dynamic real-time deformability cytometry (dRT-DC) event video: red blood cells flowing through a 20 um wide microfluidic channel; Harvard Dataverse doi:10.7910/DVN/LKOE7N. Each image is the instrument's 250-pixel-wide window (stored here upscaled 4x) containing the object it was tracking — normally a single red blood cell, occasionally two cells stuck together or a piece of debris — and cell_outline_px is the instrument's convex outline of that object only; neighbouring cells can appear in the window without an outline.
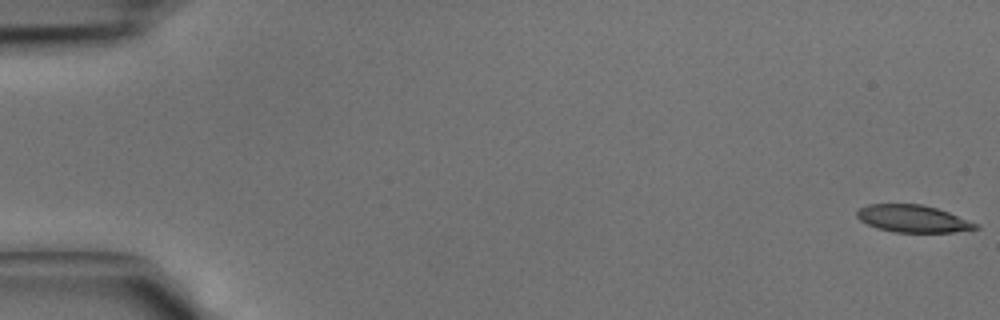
{"species": "common noctule bat (a hibernating species)", "species_latin": "Nyctalus noctula", "temperature_condition": "cold", "stored_images_in_passage": 43, "camera_frame_rate_fps": 3000, "um_per_image_px": 0.085, "animal": {"sex": "male", "body_mass_g": 15.6}, "frame": {"image": 1, "passage_image": 1, "time_ms": 0.0, "image_size_px": [1000, 320], "cell_outline_px": [[980, 228], [952, 232], [896, 232], [876, 228], [860, 220], [856, 216], [856, 212], [860, 208], [868, 204], [920, 204], [936, 208], [948, 212], [980, 224]], "centroid_in_image_um": [77.6, 18.59], "position_along_channel_um": 7.4, "area_um2": 18.79}}
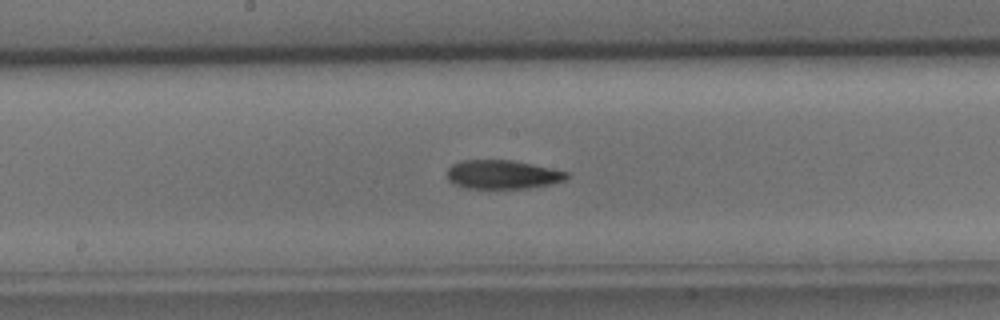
{"frame": {"image": 2, "passage_image": 23, "time_ms": 7.333, "image_size_px": [1000, 320], "cell_outline_px": [[568, 176], [564, 180], [552, 184], [528, 188], [464, 188], [448, 180], [448, 168], [452, 164], [460, 160], [512, 160], [532, 164], [568, 172]], "centroid_in_image_um": [42.7, 14.83], "position_along_channel_um": 205.5, "area_um2": 20.0}}
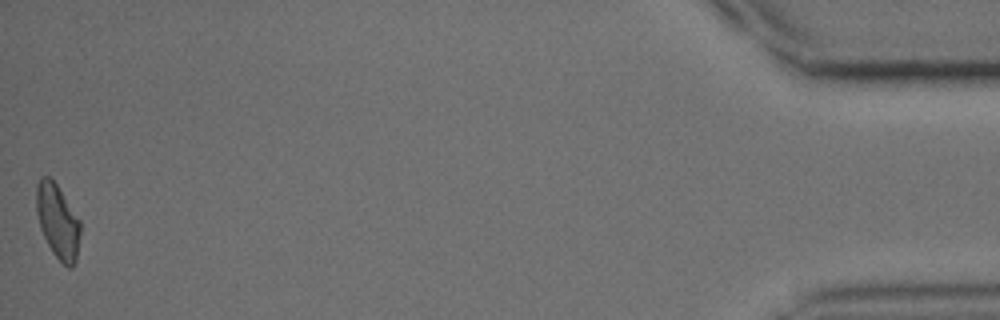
{"frame": {"image": 3, "passage_image": 43, "time_ms": 14.0, "image_size_px": [1000, 320], "cell_outline_px": [[80, 232], [76, 264], [72, 268], [68, 268], [52, 252], [40, 228], [36, 212], [36, 184], [40, 176], [48, 176], [56, 184], [80, 220]], "centroid_in_image_um": [4.9, 18.82], "position_along_channel_um": 430.3, "area_um2": 19.02}}